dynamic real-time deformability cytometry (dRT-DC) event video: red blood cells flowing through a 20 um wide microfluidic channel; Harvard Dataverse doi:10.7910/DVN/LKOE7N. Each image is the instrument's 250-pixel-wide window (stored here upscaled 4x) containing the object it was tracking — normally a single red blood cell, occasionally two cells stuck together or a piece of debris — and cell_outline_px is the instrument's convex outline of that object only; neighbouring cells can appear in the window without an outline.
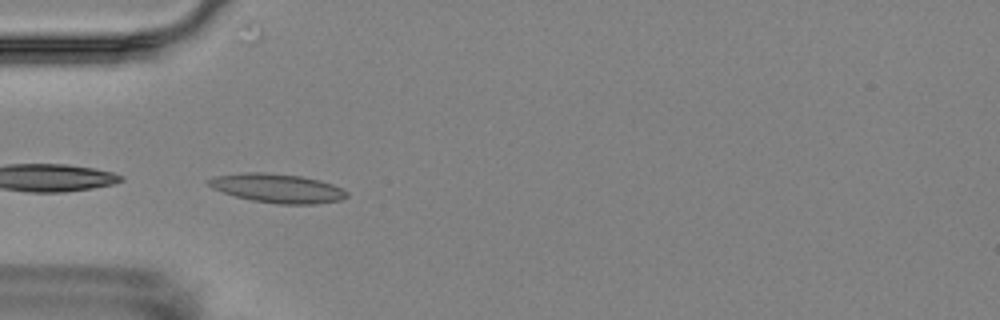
{"species": "Egyptian fruit bat (a non-hibernating species)", "species_latin": "Rousettus aegyptiacus", "temperature_condition": "room temperature", "stored_images_in_passage": 5, "camera_frame_rate_fps": 3000, "um_per_image_px": 0.085, "animal": {"sex": "female"}, "frame": {"image": 1, "passage_image": 5, "time_ms": 4.667, "image_size_px": [1000, 320], "cell_outline_px": [[348, 196], [340, 200], [316, 204], [276, 204], [252, 200], [236, 196], [212, 188], [208, 184], [208, 180], [212, 176], [248, 172], [264, 172], [300, 176], [332, 184], [348, 192]], "centroid_in_image_um": [23.57, 16.0], "position_along_channel_um": 61.4, "area_um2": 23.12}}